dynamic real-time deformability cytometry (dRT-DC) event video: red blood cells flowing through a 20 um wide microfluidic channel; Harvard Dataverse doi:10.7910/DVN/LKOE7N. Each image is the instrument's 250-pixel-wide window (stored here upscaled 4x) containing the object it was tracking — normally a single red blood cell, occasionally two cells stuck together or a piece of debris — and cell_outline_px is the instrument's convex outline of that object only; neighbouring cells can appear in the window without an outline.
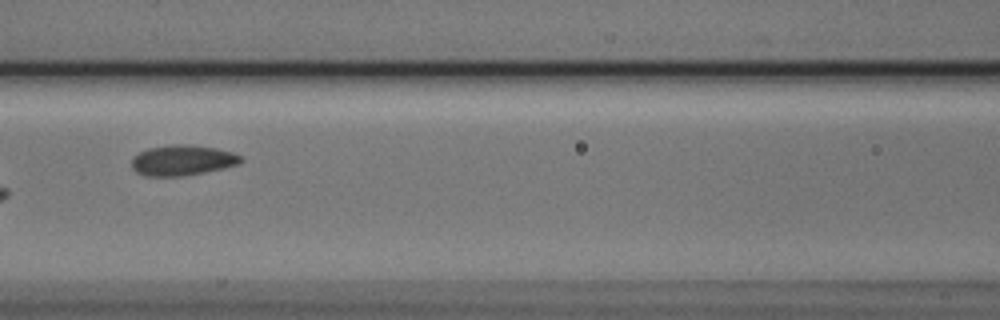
{"species": "Egyptian fruit bat (a non-hibernating species)", "species_latin": "Rousettus aegyptiacus", "temperature_condition": "cold", "stored_images_in_passage": 13, "camera_frame_rate_fps": 3000, "um_per_image_px": 0.085, "animal": {"sex": "male"}, "frame": {"image": 1, "passage_image": 6, "time_ms": 1.667, "image_size_px": [1000, 320], "cell_outline_px": [[244, 160], [240, 164], [224, 168], [204, 172], [180, 176], [144, 176], [136, 172], [132, 168], [132, 156], [148, 148], [172, 144], [192, 144], [216, 148], [232, 152], [244, 156]], "centroid_in_image_um": [15.53, 13.61], "position_along_channel_um": 151.1, "area_um2": 19.65}}
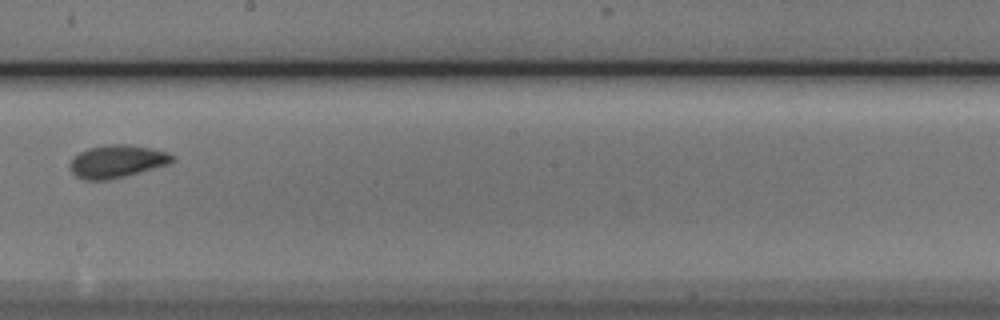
{"frame": {"image": 2, "passage_image": 8, "time_ms": 2.333, "image_size_px": [1000, 320], "cell_outline_px": [[176, 160], [168, 164], [124, 176], [108, 180], [84, 180], [76, 176], [72, 172], [72, 160], [80, 152], [88, 148], [104, 144], [128, 144], [152, 148], [168, 152], [176, 156]], "centroid_in_image_um": [9.99, 13.7], "position_along_channel_um": 238.2, "area_um2": 19.42}}
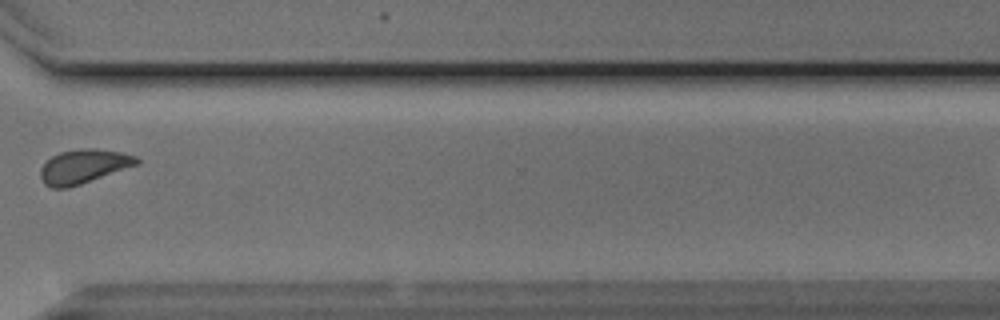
{"frame": {"image": 3, "passage_image": 11, "time_ms": 3.333, "image_size_px": [1000, 320], "cell_outline_px": [[140, 164], [68, 188], [52, 188], [44, 184], [40, 176], [40, 168], [52, 156], [60, 152], [84, 148], [96, 148], [120, 152], [136, 156], [140, 160]], "centroid_in_image_um": [7.11, 14.14], "position_along_channel_um": 363.5, "area_um2": 19.07}}